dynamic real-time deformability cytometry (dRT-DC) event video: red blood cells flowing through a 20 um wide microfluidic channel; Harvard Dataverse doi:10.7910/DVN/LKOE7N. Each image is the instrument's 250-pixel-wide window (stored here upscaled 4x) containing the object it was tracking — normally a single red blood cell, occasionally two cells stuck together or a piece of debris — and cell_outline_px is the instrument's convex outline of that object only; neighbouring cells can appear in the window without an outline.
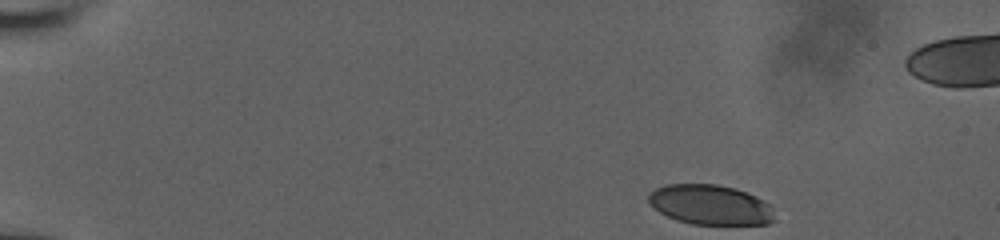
{"species": "human", "species_latin": "Homo sapiens", "temperature_condition": "room temperature", "stored_images_in_passage": 10, "camera_frame_rate_fps": 3000, "um_per_image_px": 0.085, "donor": {"sex": "male"}, "frame": {"image": 1, "passage_image": 1, "time_ms": 0.0, "image_size_px": [1000, 240], "cell_outline_px": [[776, 220], [768, 224], [692, 224], [676, 220], [660, 212], [648, 200], [648, 196], [656, 188], [664, 184], [716, 184], [736, 188], [764, 200], [768, 204]], "centroid_in_image_um": [60.39, 17.4], "position_along_channel_um": 24.6, "area_um2": 29.13}}
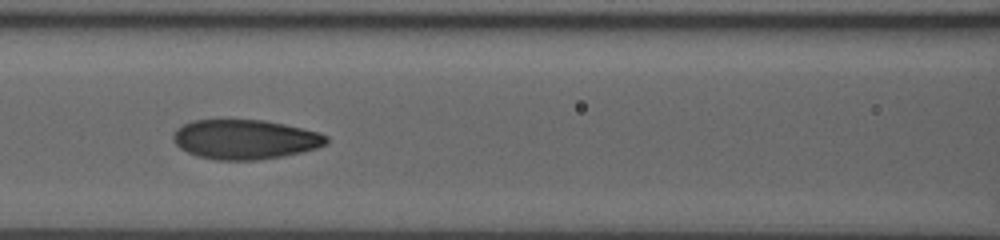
{"frame": {"image": 2, "passage_image": 7, "time_ms": 6.333, "image_size_px": [1000, 240], "cell_outline_px": [[328, 144], [316, 148], [300, 152], [260, 160], [216, 160], [196, 156], [180, 148], [176, 144], [172, 136], [176, 128], [192, 120], [264, 120], [284, 124], [320, 132], [328, 136]], "centroid_in_image_um": [20.83, 11.85], "position_along_channel_um": 145.8, "area_um2": 35.37}}
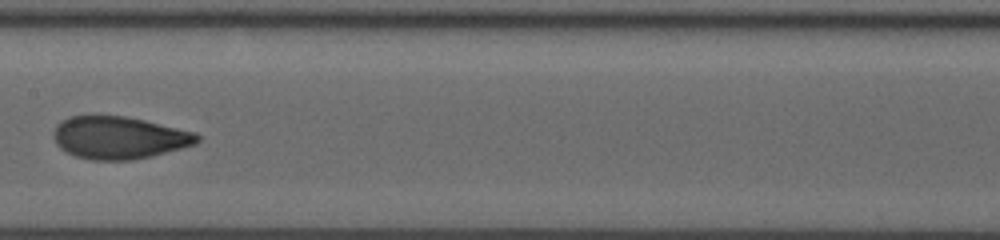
{"frame": {"image": 3, "passage_image": 9, "time_ms": 7.667, "image_size_px": [1000, 240], "cell_outline_px": [[200, 140], [196, 144], [152, 156], [132, 160], [92, 160], [76, 156], [60, 148], [56, 144], [52, 132], [56, 124], [60, 120], [68, 116], [124, 116], [144, 120], [196, 132], [200, 136]], "centroid_in_image_um": [10.11, 11.7], "position_along_channel_um": 197.3, "area_um2": 35.66}}